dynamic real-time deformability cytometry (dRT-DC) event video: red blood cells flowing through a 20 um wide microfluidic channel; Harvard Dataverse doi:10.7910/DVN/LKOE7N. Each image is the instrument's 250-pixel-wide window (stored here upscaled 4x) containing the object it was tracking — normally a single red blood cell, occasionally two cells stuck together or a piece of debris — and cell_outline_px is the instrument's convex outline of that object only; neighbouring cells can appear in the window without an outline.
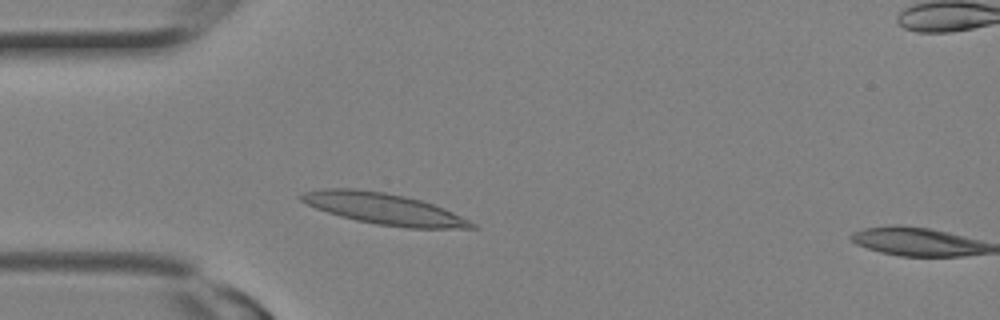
{"species": "Egyptian fruit bat (a non-hibernating species)", "species_latin": "Rousettus aegyptiacus", "temperature_condition": "room temperature", "stored_images_in_passage": 3, "camera_frame_rate_fps": 3000, "um_per_image_px": 0.085, "animal": {"sex": "female"}, "frame": {"image": 1, "passage_image": 2, "time_ms": 0.333, "image_size_px": [1000, 320], "cell_outline_px": [[476, 228], [408, 228], [376, 224], [356, 220], [340, 216], [316, 208], [300, 200], [296, 196], [300, 192], [324, 188], [356, 188], [384, 192], [404, 196], [420, 200], [444, 208], [476, 224]], "centroid_in_image_um": [32.56, 17.73], "position_along_channel_um": 52.4, "area_um2": 30.92}}